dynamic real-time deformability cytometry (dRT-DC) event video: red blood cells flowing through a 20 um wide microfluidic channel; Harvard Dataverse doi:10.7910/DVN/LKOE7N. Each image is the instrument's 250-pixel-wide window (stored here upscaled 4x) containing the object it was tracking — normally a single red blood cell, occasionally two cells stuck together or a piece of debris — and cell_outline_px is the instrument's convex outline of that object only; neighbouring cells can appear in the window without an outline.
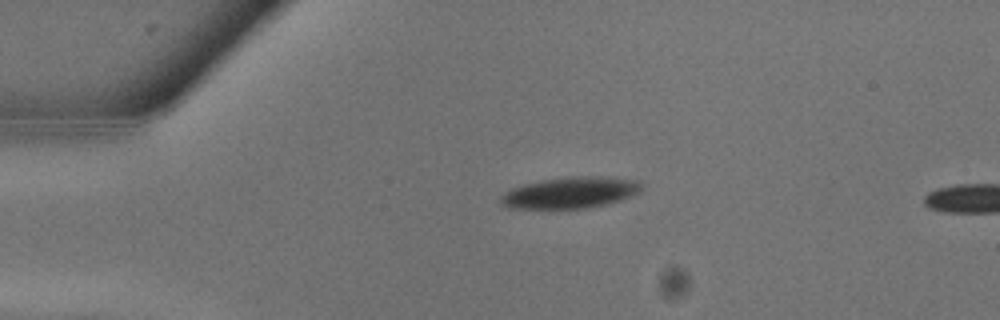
{"species": "common noctule bat (a hibernating species)", "species_latin": "Nyctalus noctula", "temperature_condition": "warm", "stored_images_in_passage": 5, "camera_frame_rate_fps": 3000, "um_per_image_px": 0.085, "animal": {"sex": "male", "body_mass_g": 13.3}, "frame": {"image": 1, "passage_image": 1, "time_ms": 0.0, "image_size_px": [1000, 320], "cell_outline_px": [[640, 188], [636, 192], [628, 196], [604, 204], [584, 208], [512, 208], [504, 204], [500, 200], [512, 188], [524, 184], [544, 180], [636, 180], [640, 184]], "centroid_in_image_um": [48.35, 16.45], "position_along_channel_um": 36.7, "area_um2": 22.95}}
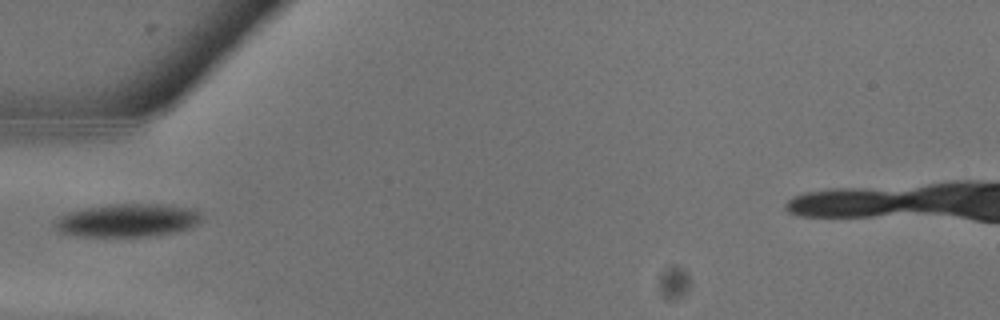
{"frame": {"image": 2, "passage_image": 4, "time_ms": 1.0, "image_size_px": [1000, 320], "cell_outline_px": [[204, 216], [196, 224], [188, 228], [176, 232], [148, 236], [80, 236], [60, 232], [56, 228], [56, 220], [68, 212], [84, 208], [108, 204], [168, 204], [196, 208]], "centroid_in_image_um": [10.91, 18.71], "position_along_channel_um": 74.1, "area_um2": 28.38}}